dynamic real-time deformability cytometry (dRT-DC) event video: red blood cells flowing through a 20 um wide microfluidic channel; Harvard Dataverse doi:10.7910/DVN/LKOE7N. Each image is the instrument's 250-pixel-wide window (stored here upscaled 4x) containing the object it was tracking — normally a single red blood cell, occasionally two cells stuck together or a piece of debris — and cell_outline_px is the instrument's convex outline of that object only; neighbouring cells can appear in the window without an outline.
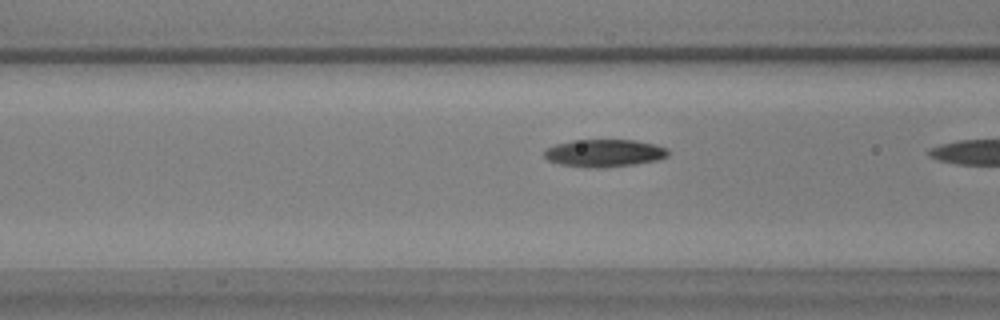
{"species": "common noctule bat (a hibernating species)", "species_latin": "Nyctalus noctula", "temperature_condition": "warm", "stored_images_in_passage": 15, "camera_frame_rate_fps": 3000, "um_per_image_px": 0.085, "animal": {"sex": "male", "body_mass_g": 17.9, "forearm_length_mm": 54.2}, "frame": {"image": 1, "passage_image": 14, "time_ms": 4.333, "image_size_px": [1000, 320], "cell_outline_px": [[668, 156], [656, 160], [636, 164], [604, 168], [588, 168], [560, 164], [548, 160], [544, 156], [544, 152], [548, 148], [556, 144], [572, 140], [636, 140], [668, 148]], "centroid_in_image_um": [51.36, 13.02], "position_along_channel_um": 115.2, "area_um2": 19.88}}